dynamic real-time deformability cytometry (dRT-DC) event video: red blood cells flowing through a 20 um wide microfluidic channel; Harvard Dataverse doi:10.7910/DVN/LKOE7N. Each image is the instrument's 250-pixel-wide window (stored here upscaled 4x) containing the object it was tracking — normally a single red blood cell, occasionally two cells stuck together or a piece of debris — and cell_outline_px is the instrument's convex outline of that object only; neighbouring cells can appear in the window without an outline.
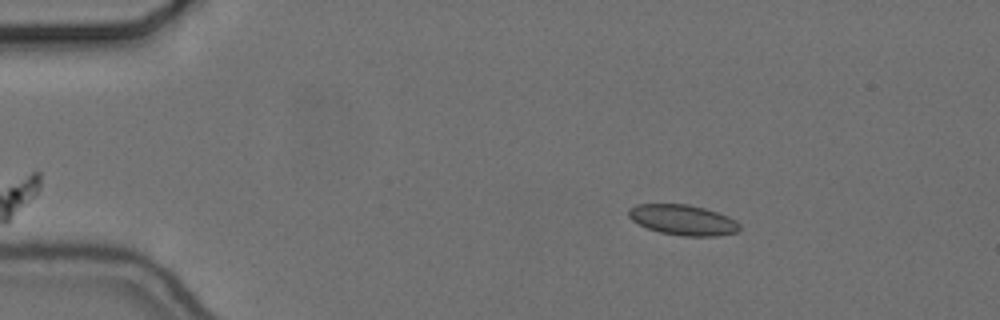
{"species": "common noctule bat (a hibernating species)", "species_latin": "Nyctalus noctula", "temperature_condition": "cold", "stored_images_in_passage": 48, "camera_frame_rate_fps": 3000, "um_per_image_px": 0.085, "animal": {"sex": "female", "body_mass_g": 24.6, "forearm_length_mm": 56.2}, "frame": {"image": 1, "passage_image": 1, "time_ms": 0.0, "image_size_px": [1000, 320], "cell_outline_px": [[740, 228], [736, 232], [716, 236], [684, 236], [660, 232], [648, 228], [632, 220], [628, 216], [628, 208], [636, 204], [688, 204], [704, 208], [728, 216], [736, 220], [740, 224]], "centroid_in_image_um": [58.04, 18.69], "position_along_channel_um": 27.0, "area_um2": 19.59}}
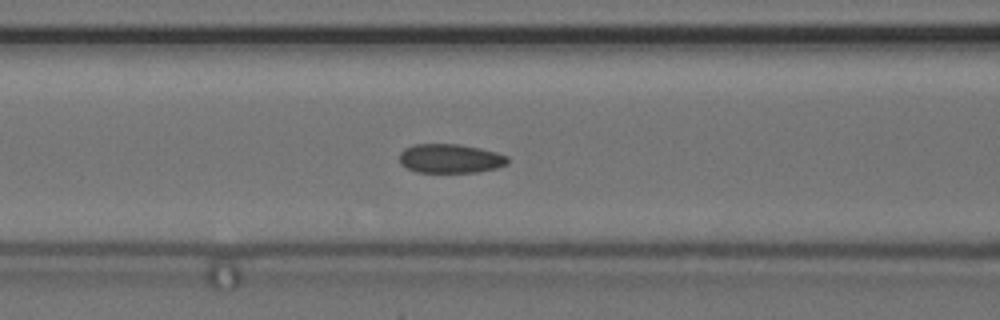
{"frame": {"image": 2, "passage_image": 15, "time_ms": 4.667, "image_size_px": [1000, 320], "cell_outline_px": [[508, 164], [496, 168], [476, 172], [416, 172], [400, 164], [400, 152], [404, 148], [412, 144], [460, 144], [480, 148], [496, 152], [508, 156]], "centroid_in_image_um": [38.27, 13.47], "position_along_channel_um": 128.3, "area_um2": 18.44}}
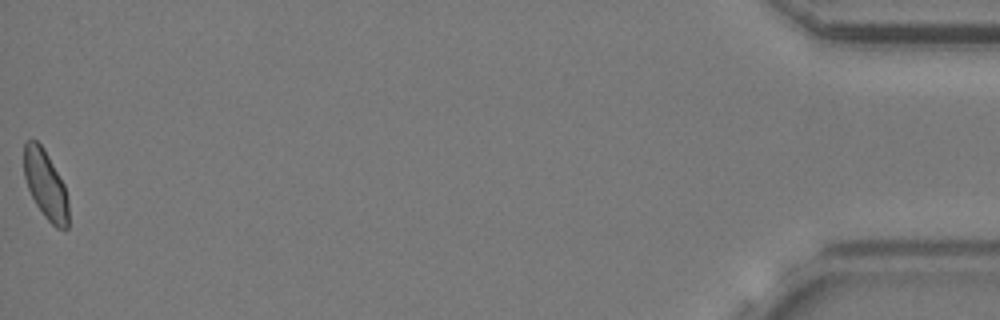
{"frame": {"image": 3, "passage_image": 48, "time_ms": 15.667, "image_size_px": [1000, 320], "cell_outline_px": [[68, 228], [56, 228], [44, 216], [36, 204], [28, 188], [24, 176], [24, 144], [28, 140], [36, 140], [44, 148], [64, 184], [68, 200]], "centroid_in_image_um": [3.87, 15.7], "position_along_channel_um": 431.3, "area_um2": 17.69}, "authors_computed_cell_mechanics": {"area_um2": 18.5249, "velocity_mm_per_s": 3.6548, "shape_relaxation_time_tau1_ms": 5.1299, "shape_relaxation_time_tau2_ms": 2.0572, "deformation_change_tau1": 0.0849, "deformation_change_tau2": 0.0512}}